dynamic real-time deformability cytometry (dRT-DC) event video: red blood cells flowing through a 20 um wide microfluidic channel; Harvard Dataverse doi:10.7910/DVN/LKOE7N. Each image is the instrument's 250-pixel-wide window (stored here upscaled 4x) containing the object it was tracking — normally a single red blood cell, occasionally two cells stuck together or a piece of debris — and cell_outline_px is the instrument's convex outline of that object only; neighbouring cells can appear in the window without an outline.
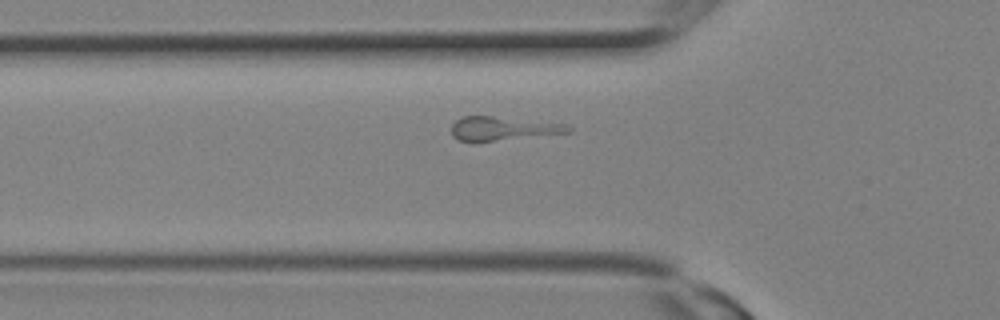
{"species": "Egyptian fruit bat (a non-hibernating species)", "species_latin": "Rousettus aegyptiacus", "temperature_condition": "room temperature", "stored_images_in_passage": 2, "camera_frame_rate_fps": 3000, "um_per_image_px": 0.085, "animal": {"sex": "female"}, "frame": {"image": 1, "passage_image": 2, "time_ms": 0.333, "image_size_px": [1000, 320], "cell_outline_px": [[572, 132], [476, 144], [472, 144], [460, 140], [452, 136], [452, 124], [460, 116], [492, 116], [568, 124], [572, 128]], "centroid_in_image_um": [42.72, 10.96], "position_along_channel_um": 83.1, "area_um2": 16.88}}